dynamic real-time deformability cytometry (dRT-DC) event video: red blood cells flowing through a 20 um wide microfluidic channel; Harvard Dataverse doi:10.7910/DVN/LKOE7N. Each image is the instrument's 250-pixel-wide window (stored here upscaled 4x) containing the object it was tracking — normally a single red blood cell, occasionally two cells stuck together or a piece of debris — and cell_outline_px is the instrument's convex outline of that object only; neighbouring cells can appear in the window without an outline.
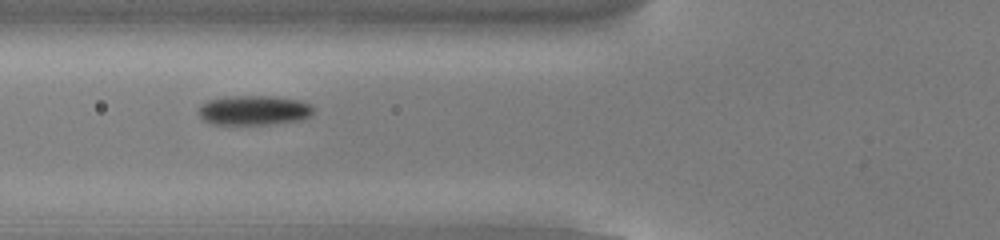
{"species": "common noctule bat (a hibernating species)", "species_latin": "Nyctalus noctula", "temperature_condition": "cold", "stored_images_in_passage": 14, "camera_frame_rate_fps": 3000, "um_per_image_px": 0.085, "animal": {"sex": "male", "body_mass_g": 13.0, "forearm_length_mm": 53.1}, "frame": {"image": 1, "passage_image": 3, "time_ms": 0.667, "image_size_px": [1000, 240], "cell_outline_px": [[316, 108], [312, 116], [300, 120], [272, 124], [212, 124], [204, 120], [196, 112], [208, 100], [236, 96], [276, 96], [300, 100], [312, 104]], "centroid_in_image_um": [21.67, 9.37], "position_along_channel_um": 104.1, "area_um2": 20.0}}
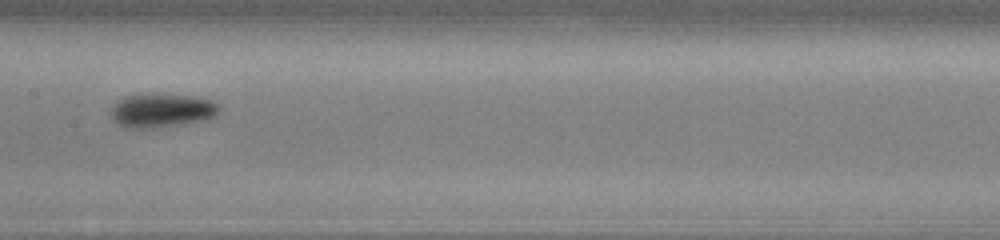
{"frame": {"image": 2, "passage_image": 10, "time_ms": 3.0, "image_size_px": [1000, 240], "cell_outline_px": [[220, 112], [208, 120], [152, 128], [124, 128], [112, 120], [108, 112], [124, 96], [196, 96], [212, 100], [220, 108]], "centroid_in_image_um": [13.75, 9.43], "position_along_channel_um": 193.6, "area_um2": 20.92}}